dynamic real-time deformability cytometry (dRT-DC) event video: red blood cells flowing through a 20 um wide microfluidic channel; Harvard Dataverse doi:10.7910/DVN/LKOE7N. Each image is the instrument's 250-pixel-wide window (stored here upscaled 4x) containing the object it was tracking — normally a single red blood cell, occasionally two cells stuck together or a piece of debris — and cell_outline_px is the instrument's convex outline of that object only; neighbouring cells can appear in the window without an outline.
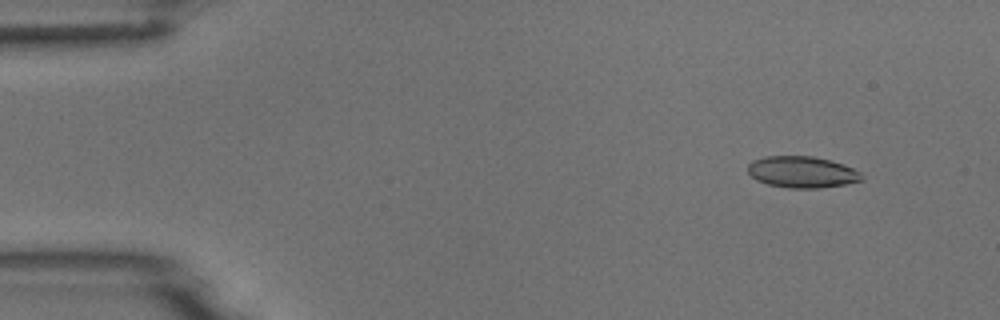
{"species": "common noctule bat (a hibernating species)", "species_latin": "Nyctalus noctula", "temperature_condition": "room temperature", "stored_images_in_passage": 4, "camera_frame_rate_fps": 3000, "um_per_image_px": 0.085, "animal": {"sex": "male", "body_mass_g": 18.8}, "frame": {"image": 1, "passage_image": 1, "time_ms": 0.0, "image_size_px": [1000, 320], "cell_outline_px": [[864, 180], [844, 184], [820, 188], [788, 188], [768, 184], [756, 180], [748, 172], [748, 164], [752, 160], [764, 156], [812, 156], [828, 160], [852, 168], [860, 172], [864, 176]], "centroid_in_image_um": [68.15, 14.63], "position_along_channel_um": 16.8, "area_um2": 20.81}}
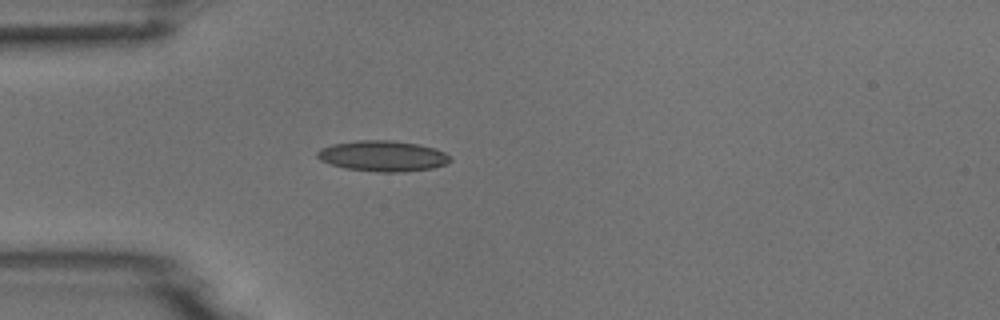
{"frame": {"image": 2, "passage_image": 4, "time_ms": 3.333, "image_size_px": [1000, 320], "cell_outline_px": [[452, 160], [444, 164], [432, 168], [404, 172], [376, 172], [344, 168], [320, 160], [316, 156], [316, 152], [320, 148], [332, 144], [356, 140], [388, 140], [420, 144], [436, 148], [444, 152]], "centroid_in_image_um": [32.51, 13.26], "position_along_channel_um": 52.5, "area_um2": 23.87}}